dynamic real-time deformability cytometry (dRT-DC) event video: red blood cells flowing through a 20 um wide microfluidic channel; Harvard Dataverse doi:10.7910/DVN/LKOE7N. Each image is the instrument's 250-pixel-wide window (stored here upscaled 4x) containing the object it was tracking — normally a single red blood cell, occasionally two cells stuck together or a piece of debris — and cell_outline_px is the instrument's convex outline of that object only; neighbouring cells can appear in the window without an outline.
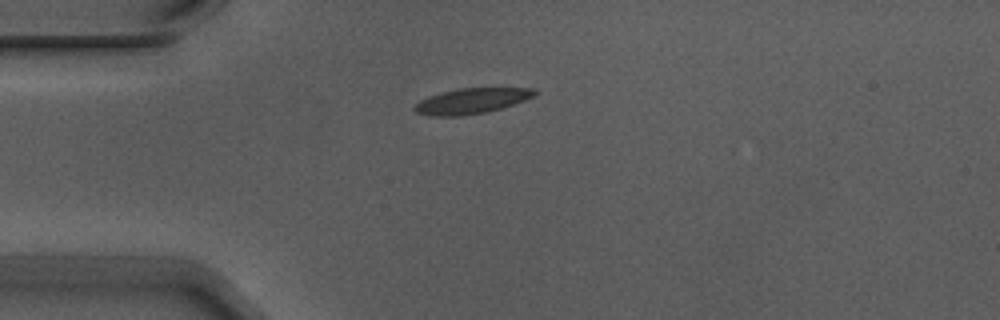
{"species": "Egyptian fruit bat (a non-hibernating species)", "species_latin": "Rousettus aegyptiacus", "temperature_condition": "warm", "stored_images_in_passage": 3, "camera_frame_rate_fps": 3000, "um_per_image_px": 0.085, "animal": {"sex": "male"}, "frame": {"image": 1, "passage_image": 1, "time_ms": 0.0, "image_size_px": [1000, 320], "cell_outline_px": [[536, 92], [532, 96], [524, 100], [500, 108], [484, 112], [460, 116], [432, 116], [416, 112], [412, 108], [420, 100], [428, 96], [440, 92], [456, 88], [532, 88]], "centroid_in_image_um": [40.0, 8.57], "position_along_channel_um": 45.0, "area_um2": 17.57}}
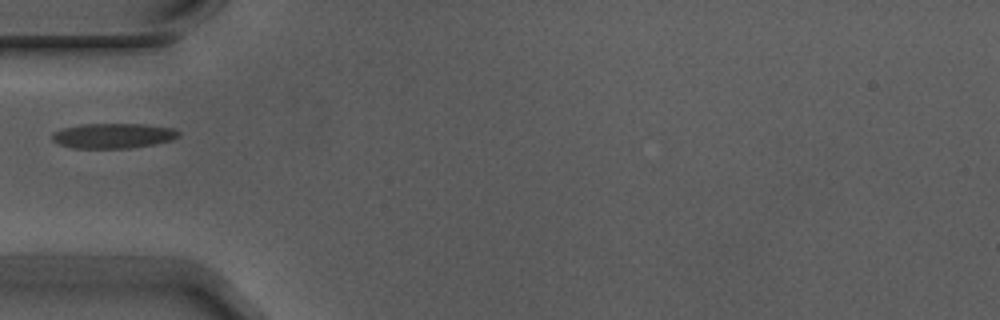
{"frame": {"image": 2, "passage_image": 2, "time_ms": 0.333, "image_size_px": [1000, 320], "cell_outline_px": [[180, 136], [172, 140], [152, 144], [128, 148], [72, 148], [60, 144], [52, 140], [52, 132], [64, 128], [84, 124], [144, 124], [172, 128], [180, 132]], "centroid_in_image_um": [9.62, 11.54], "position_along_channel_um": 75.4, "area_um2": 18.32}}